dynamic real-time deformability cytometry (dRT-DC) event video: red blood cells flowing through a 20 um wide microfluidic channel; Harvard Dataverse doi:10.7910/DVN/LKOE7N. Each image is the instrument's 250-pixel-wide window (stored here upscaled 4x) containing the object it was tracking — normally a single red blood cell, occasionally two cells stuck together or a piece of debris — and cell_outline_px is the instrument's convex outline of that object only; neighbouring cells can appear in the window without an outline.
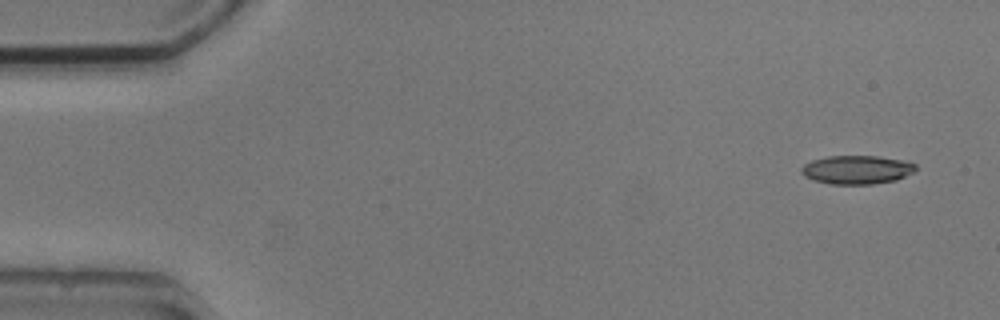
{"species": "common noctule bat (a hibernating species)", "species_latin": "Nyctalus noctula", "temperature_condition": "cold", "stored_images_in_passage": 3, "camera_frame_rate_fps": 3000, "um_per_image_px": 0.085, "animal": {"sex": "male", "body_mass_g": 20.5, "forearm_length_mm": 52.5}, "frame": {"image": 1, "passage_image": 1, "time_ms": 0.0, "image_size_px": [1000, 320], "cell_outline_px": [[916, 168], [912, 172], [896, 180], [872, 184], [832, 184], [812, 180], [804, 176], [800, 172], [800, 168], [804, 164], [812, 160], [828, 156], [876, 156], [900, 160], [916, 164]], "centroid_in_image_um": [72.77, 14.43], "position_along_channel_um": 12.2, "area_um2": 18.96}}